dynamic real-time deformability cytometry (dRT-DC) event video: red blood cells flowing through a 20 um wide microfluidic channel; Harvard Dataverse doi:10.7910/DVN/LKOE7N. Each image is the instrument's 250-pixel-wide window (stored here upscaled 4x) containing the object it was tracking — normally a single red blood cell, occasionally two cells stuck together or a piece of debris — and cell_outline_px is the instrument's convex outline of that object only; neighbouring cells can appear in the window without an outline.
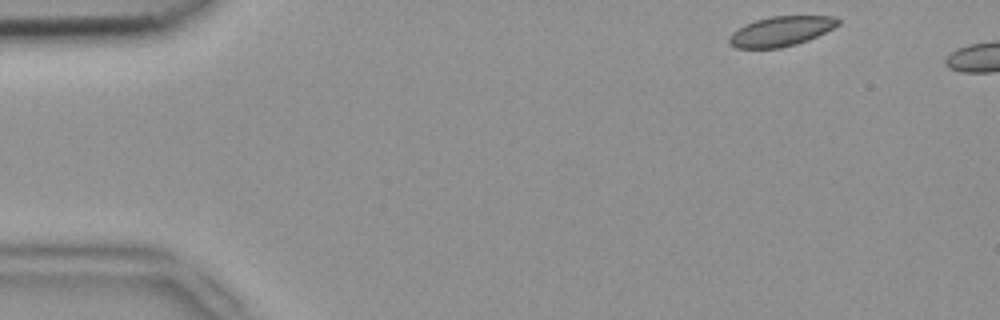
{"species": "common noctule bat (a hibernating species)", "species_latin": "Nyctalus noctula", "temperature_condition": "room temperature", "stored_images_in_passage": 4, "camera_frame_rate_fps": 3000, "um_per_image_px": 0.085, "animal": {"sex": "female", "body_mass_g": 18.4}, "frame": {"image": 1, "passage_image": 1, "time_ms": 0.0, "image_size_px": [1000, 320], "cell_outline_px": [[840, 24], [808, 40], [796, 44], [780, 48], [736, 48], [728, 44], [728, 36], [732, 32], [744, 24], [756, 20], [772, 16], [836, 16], [840, 20]], "centroid_in_image_um": [66.34, 2.66], "position_along_channel_um": 18.7, "area_um2": 18.96}}